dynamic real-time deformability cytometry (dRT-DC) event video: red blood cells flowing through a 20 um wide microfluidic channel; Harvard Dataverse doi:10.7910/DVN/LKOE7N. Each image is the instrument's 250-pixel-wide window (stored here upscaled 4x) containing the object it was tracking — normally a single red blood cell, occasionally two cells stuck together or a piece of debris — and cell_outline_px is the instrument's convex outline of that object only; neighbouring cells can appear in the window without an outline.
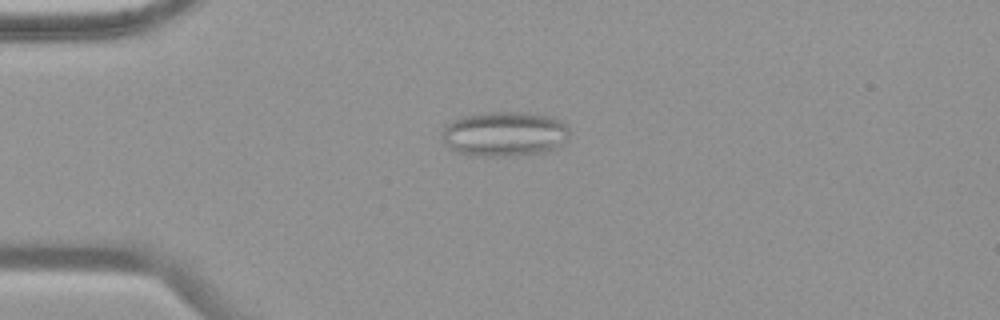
{"species": "common noctule bat (a hibernating species)", "species_latin": "Nyctalus noctula", "temperature_condition": "warm", "stored_images_in_passage": 54, "camera_frame_rate_fps": 3000, "um_per_image_px": 0.085, "animal": {"sex": "female", "body_mass_g": 19.9}, "frame": {"image": 1, "passage_image": 14, "time_ms": 4.333, "image_size_px": [1000, 320], "cell_outline_px": [[572, 132], [568, 140], [556, 148], [548, 152], [516, 156], [468, 156], [456, 152], [448, 148], [444, 144], [440, 136], [440, 132], [448, 124], [464, 116], [492, 112], [520, 112], [548, 116], [560, 120], [568, 124]], "centroid_in_image_um": [42.92, 11.42], "position_along_channel_um": 42.1, "area_um2": 34.04}}
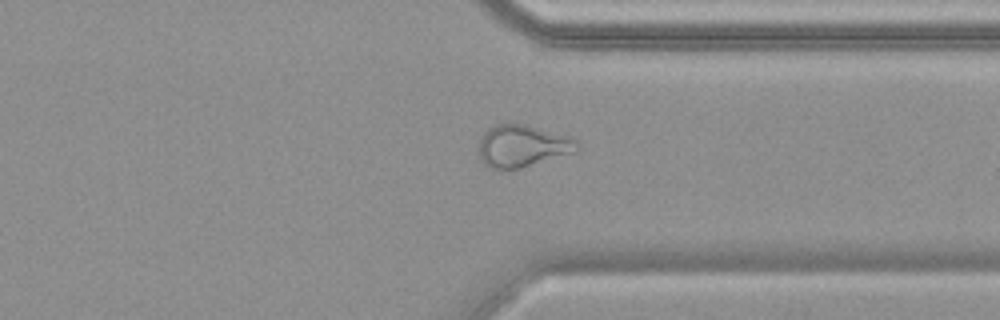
{"frame": {"image": 2, "passage_image": 42, "time_ms": 13.667, "image_size_px": [1000, 320], "cell_outline_px": [[580, 148], [576, 152], [520, 168], [488, 168], [480, 160], [480, 140], [484, 132], [488, 128], [496, 124], [524, 124], [572, 136], [580, 144]], "centroid_in_image_um": [44.45, 12.4], "position_along_channel_um": 367.0, "area_um2": 24.16}}
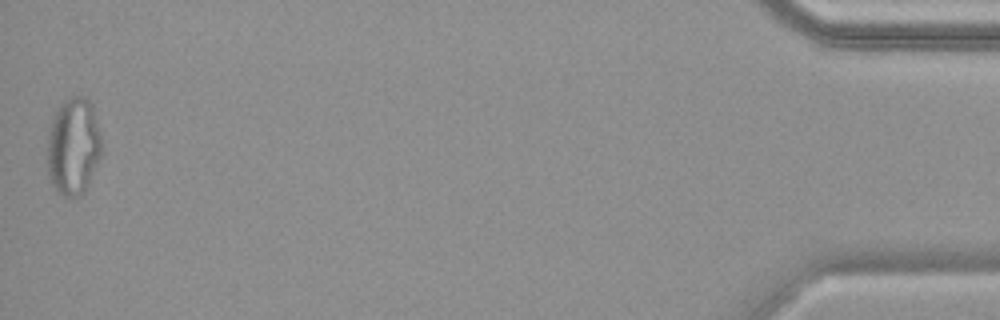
{"frame": {"image": 3, "passage_image": 54, "time_ms": 17.667, "image_size_px": [1000, 320], "cell_outline_px": [[100, 156], [88, 184], [84, 192], [80, 196], [64, 196], [56, 192], [48, 180], [48, 128], [52, 116], [60, 104], [64, 100], [72, 96], [88, 96], [92, 104], [100, 136]], "centroid_in_image_um": [6.2, 12.43], "position_along_channel_um": 429.0, "area_um2": 30.98}, "authors_computed_cell_mechanics": {"area_um2": 27.5706, "velocity_mm_per_s": 3.7804, "shape_relaxation_time_tau1_ms": null, "shape_relaxation_time_tau2_ms": 1.6132, "deformation_change_tau1": null, "deformation_change_tau2": 0.1021}}